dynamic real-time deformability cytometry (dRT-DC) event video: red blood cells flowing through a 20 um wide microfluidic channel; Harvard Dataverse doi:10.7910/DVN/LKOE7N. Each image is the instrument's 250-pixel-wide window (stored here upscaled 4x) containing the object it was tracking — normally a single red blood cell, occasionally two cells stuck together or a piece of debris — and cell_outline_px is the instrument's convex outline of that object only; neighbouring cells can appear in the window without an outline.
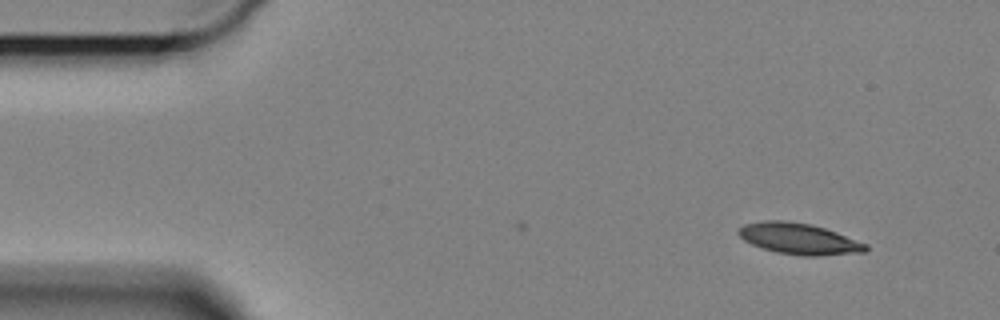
{"species": "Egyptian fruit bat (a non-hibernating species)", "species_latin": "Rousettus aegyptiacus", "temperature_condition": "cold", "stored_images_in_passage": 5, "camera_frame_rate_fps": 3000, "um_per_image_px": 0.085, "animal": {"sex": "female"}, "frame": {"image": 1, "passage_image": 5, "time_ms": 1.333, "image_size_px": [1000, 320], "cell_outline_px": [[868, 252], [820, 256], [800, 256], [776, 252], [752, 244], [744, 240], [736, 232], [744, 224], [768, 220], [780, 220], [812, 224], [836, 232], [868, 244]], "centroid_in_image_um": [67.95, 20.31], "position_along_channel_um": 17.0, "area_um2": 23.12}}